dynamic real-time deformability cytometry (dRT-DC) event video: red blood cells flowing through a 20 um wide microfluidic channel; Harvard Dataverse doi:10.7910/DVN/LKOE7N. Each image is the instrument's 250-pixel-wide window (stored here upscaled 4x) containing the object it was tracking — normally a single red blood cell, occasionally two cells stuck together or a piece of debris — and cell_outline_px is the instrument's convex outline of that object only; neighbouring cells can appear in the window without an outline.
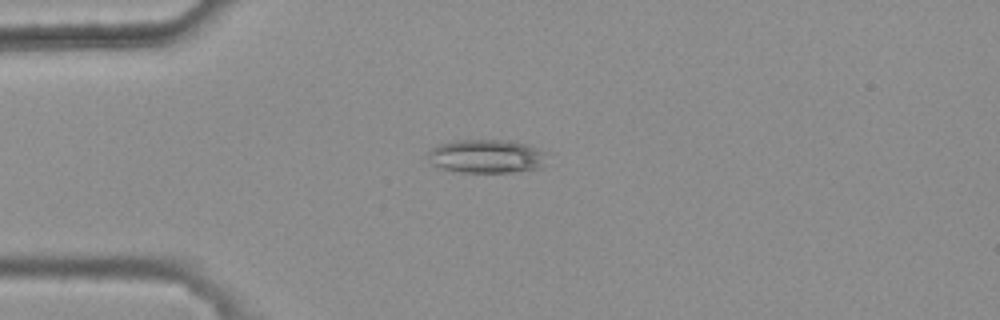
{"species": "common noctule bat (a hibernating species)", "species_latin": "Nyctalus noctula", "temperature_condition": "warm", "stored_images_in_passage": 7, "camera_frame_rate_fps": 3000, "um_per_image_px": 0.085, "animal": {"sex": "female", "body_mass_g": 25.1}, "frame": {"image": 1, "passage_image": 5, "time_ms": 1.333, "image_size_px": [1000, 320], "cell_outline_px": [[548, 152], [544, 168], [512, 172], [460, 172], [440, 168], [432, 164], [428, 160], [428, 152], [436, 144], [456, 140], [508, 140], [524, 144]], "centroid_in_image_um": [41.37, 13.29], "position_along_channel_um": 43.6, "area_um2": 23.64}}
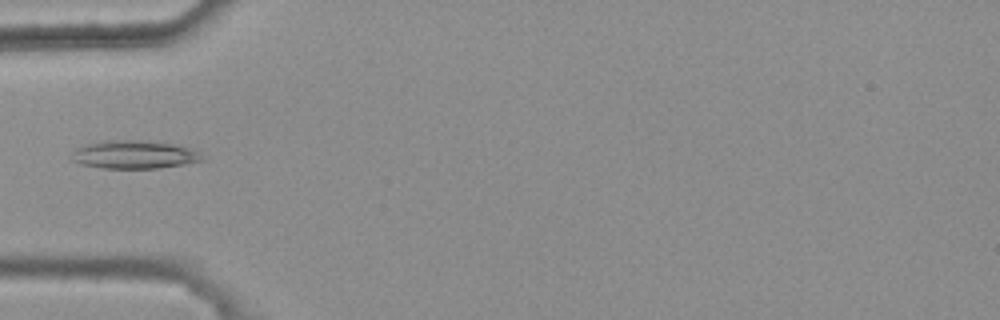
{"frame": {"image": 2, "passage_image": 6, "time_ms": 1.667, "image_size_px": [1000, 320], "cell_outline_px": [[208, 156], [204, 160], [184, 164], [156, 168], [100, 168], [80, 164], [68, 160], [76, 148], [84, 144], [104, 140], [144, 140], [172, 144], [196, 148]], "centroid_in_image_um": [11.44, 13.13], "position_along_channel_um": 73.6, "area_um2": 22.02}}
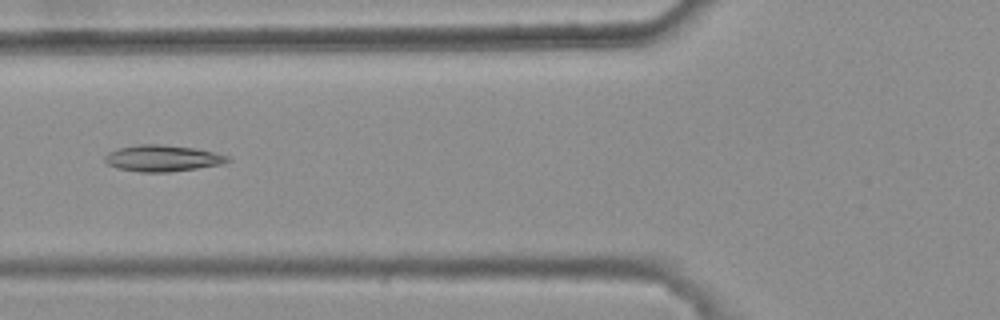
{"frame": {"image": 3, "passage_image": 7, "time_ms": 2.0, "image_size_px": [1000, 320], "cell_outline_px": [[232, 160], [224, 164], [168, 172], [140, 172], [120, 168], [108, 164], [104, 160], [104, 156], [108, 152], [120, 148], [140, 144], [160, 144], [196, 148], [228, 156]], "centroid_in_image_um": [13.83, 13.45], "position_along_channel_um": 112.0, "area_um2": 18.73}}